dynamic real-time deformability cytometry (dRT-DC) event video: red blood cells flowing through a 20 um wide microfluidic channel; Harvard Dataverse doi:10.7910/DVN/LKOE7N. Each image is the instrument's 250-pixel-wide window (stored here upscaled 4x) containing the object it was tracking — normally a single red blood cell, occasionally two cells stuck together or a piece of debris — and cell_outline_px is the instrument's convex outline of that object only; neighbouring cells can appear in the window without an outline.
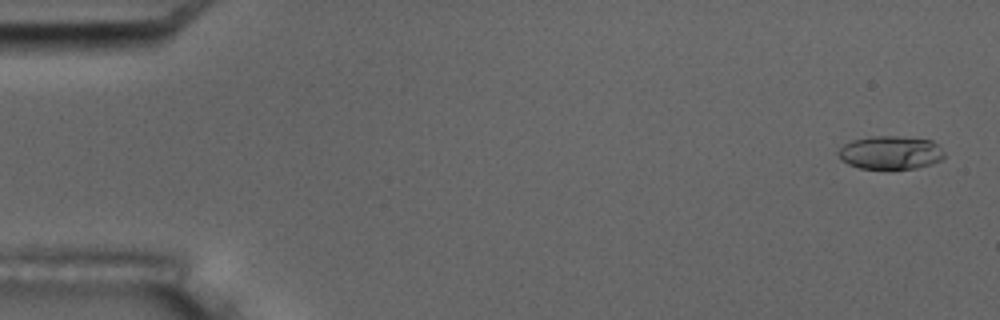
{"species": "common noctule bat (a hibernating species)", "species_latin": "Nyctalus noctula", "temperature_condition": "room temperature", "stored_images_in_passage": 7, "camera_frame_rate_fps": 3000, "um_per_image_px": 0.085, "animal": {"sex": "male", "body_mass_g": 17.5, "forearm_length_mm": 52.3}, "frame": {"image": 1, "passage_image": 1, "time_ms": 0.0, "image_size_px": [1000, 320], "cell_outline_px": [[944, 156], [940, 160], [932, 164], [916, 168], [860, 168], [848, 164], [840, 160], [836, 152], [844, 144], [852, 140], [872, 136], [896, 136], [932, 140], [944, 152]], "centroid_in_image_um": [75.66, 12.96], "position_along_channel_um": 9.3, "area_um2": 20.52}}